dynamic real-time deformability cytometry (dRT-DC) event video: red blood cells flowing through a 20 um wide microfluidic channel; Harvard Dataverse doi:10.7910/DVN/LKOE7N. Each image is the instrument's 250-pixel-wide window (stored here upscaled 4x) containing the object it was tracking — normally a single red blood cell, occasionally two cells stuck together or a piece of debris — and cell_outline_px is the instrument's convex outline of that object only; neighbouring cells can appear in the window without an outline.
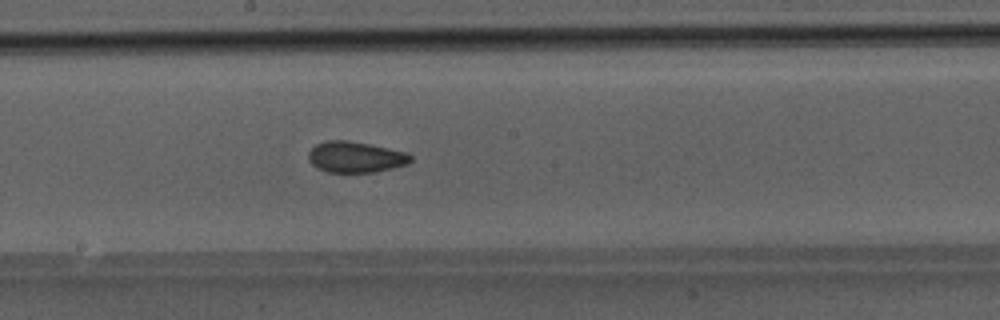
{"species": "Egyptian fruit bat (a non-hibernating species)", "species_latin": "Rousettus aegyptiacus", "temperature_condition": "room temperature", "stored_images_in_passage": 31, "camera_frame_rate_fps": 3000, "um_per_image_px": 0.085, "animal": {"sex": "male"}, "frame": {"image": 1, "passage_image": 27, "time_ms": 8.667, "image_size_px": [1000, 320], "cell_outline_px": [[412, 160], [408, 164], [376, 172], [328, 172], [316, 168], [308, 160], [308, 152], [316, 144], [328, 140], [348, 140], [408, 152], [412, 156]], "centroid_in_image_um": [30.22, 13.35], "position_along_channel_um": 218.0, "area_um2": 18.55}}